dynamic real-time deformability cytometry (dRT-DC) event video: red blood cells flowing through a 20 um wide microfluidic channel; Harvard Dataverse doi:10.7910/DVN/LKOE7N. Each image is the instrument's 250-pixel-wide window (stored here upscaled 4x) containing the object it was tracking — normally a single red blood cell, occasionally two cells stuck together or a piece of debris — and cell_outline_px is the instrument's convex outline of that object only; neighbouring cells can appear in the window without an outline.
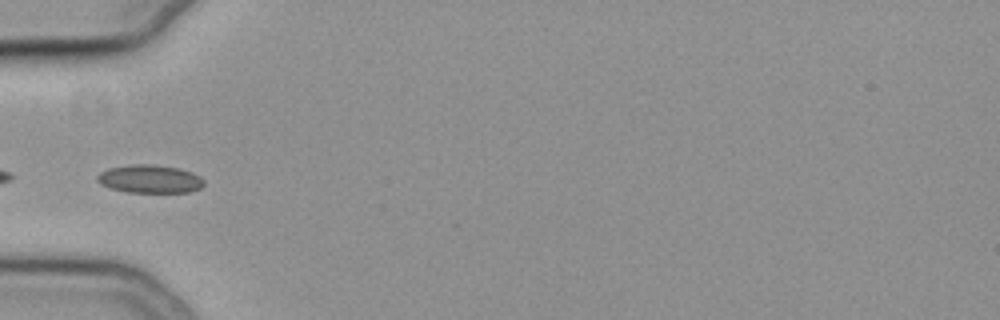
{"species": "common noctule bat (a hibernating species)", "species_latin": "Nyctalus noctula", "temperature_condition": "cold", "stored_images_in_passage": 37, "camera_frame_rate_fps": 3000, "um_per_image_px": 0.085, "animal": {"sex": "female", "body_mass_g": 19.3, "forearm_length_mm": 54.1}, "frame": {"image": 1, "passage_image": 1, "time_ms": 0.0, "image_size_px": [1000, 320], "cell_outline_px": [[204, 184], [200, 188], [188, 192], [128, 192], [112, 188], [100, 184], [96, 180], [96, 176], [100, 172], [108, 168], [132, 164], [152, 164], [180, 168], [192, 172], [200, 176], [204, 180]], "centroid_in_image_um": [12.73, 15.2], "position_along_channel_um": 72.3, "area_um2": 17.57}}
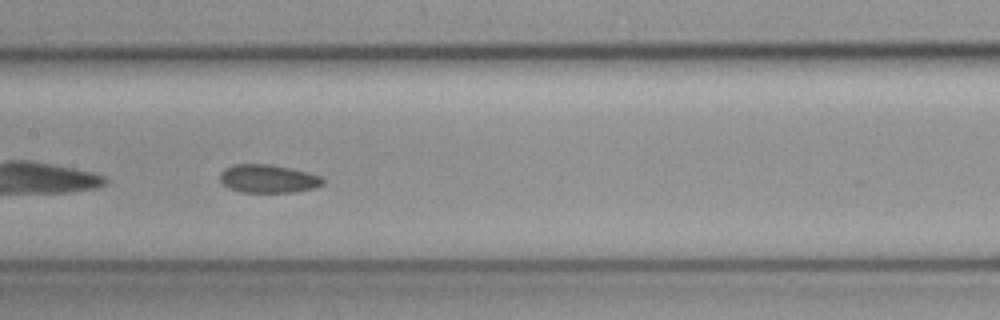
{"frame": {"image": 2, "passage_image": 10, "time_ms": 3.0, "image_size_px": [1000, 320], "cell_outline_px": [[324, 184], [316, 188], [292, 192], [240, 192], [228, 188], [220, 180], [220, 172], [224, 168], [232, 164], [268, 164], [288, 168], [320, 176], [324, 180]], "centroid_in_image_um": [22.75, 15.19], "position_along_channel_um": 184.6, "area_um2": 16.88}}
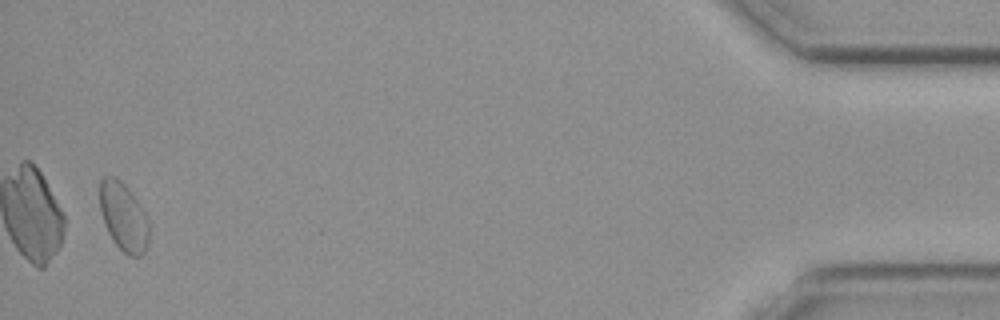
{"frame": {"image": 3, "passage_image": 36, "time_ms": 11.667, "image_size_px": [1000, 320], "cell_outline_px": [[148, 244], [144, 252], [140, 256], [128, 256], [112, 240], [104, 224], [100, 212], [100, 180], [104, 176], [116, 176], [132, 192], [144, 212], [148, 220]], "centroid_in_image_um": [10.48, 18.42], "position_along_channel_um": 424.7, "area_um2": 19.65}, "authors_computed_cell_mechanics": {"area_um2": 17.2244, "velocity_mm_per_s": 3.7577, "shape_relaxation_time_tau1_ms": 9.2188, "shape_relaxation_time_tau2_ms": 2.2276, "deformation_change_tau1": 0.1163, "deformation_change_tau2": 0.0659}}